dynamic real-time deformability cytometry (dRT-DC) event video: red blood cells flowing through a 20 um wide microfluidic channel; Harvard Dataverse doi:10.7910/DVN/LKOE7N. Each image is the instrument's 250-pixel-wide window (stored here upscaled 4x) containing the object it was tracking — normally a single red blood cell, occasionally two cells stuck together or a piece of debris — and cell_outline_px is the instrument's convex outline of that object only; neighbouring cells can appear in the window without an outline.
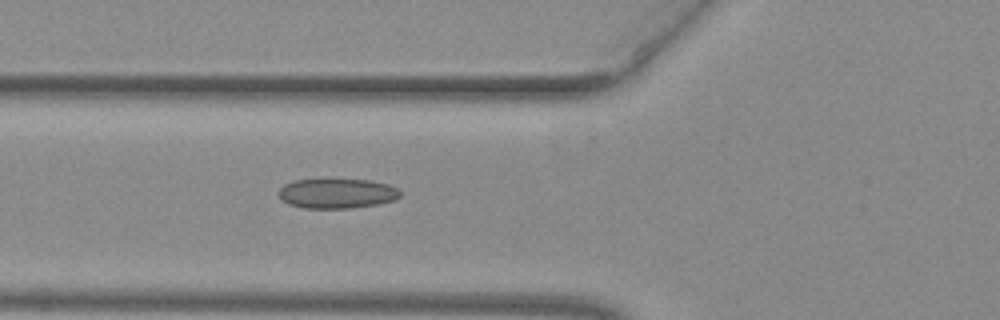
{"species": "common noctule bat (a hibernating species)", "species_latin": "Nyctalus noctula", "temperature_condition": "warm", "stored_images_in_passage": 39, "camera_frame_rate_fps": 3000, "um_per_image_px": 0.085, "animal": {"sex": "female", "body_mass_g": 29.2, "forearm_length_mm": 56.3}, "frame": {"image": 1, "passage_image": 7, "time_ms": 2.0, "image_size_px": [1000, 320], "cell_outline_px": [[400, 196], [396, 200], [380, 204], [348, 208], [304, 208], [288, 204], [280, 200], [280, 188], [284, 184], [292, 180], [368, 180], [388, 184], [396, 188], [400, 192]], "centroid_in_image_um": [28.64, 16.45], "position_along_channel_um": 97.2, "area_um2": 21.04}}
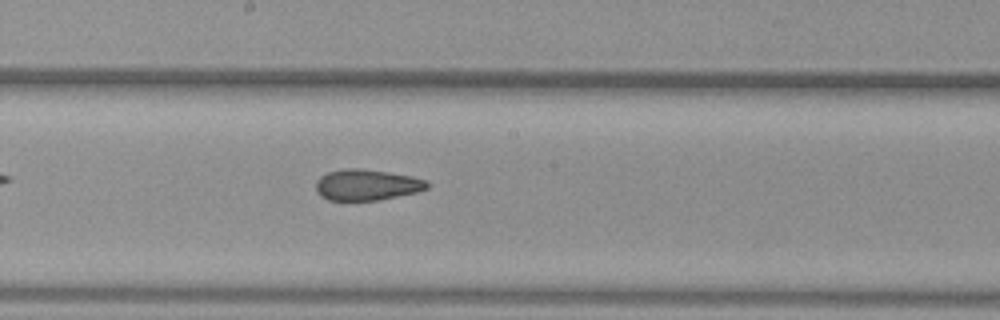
{"frame": {"image": 2, "passage_image": 16, "time_ms": 5.0, "image_size_px": [1000, 320], "cell_outline_px": [[428, 188], [416, 192], [380, 200], [328, 200], [320, 196], [316, 192], [316, 180], [320, 176], [328, 172], [348, 168], [356, 168], [412, 176], [424, 180], [428, 184]], "centroid_in_image_um": [31.13, 15.72], "position_along_channel_um": 217.1, "area_um2": 19.88}}
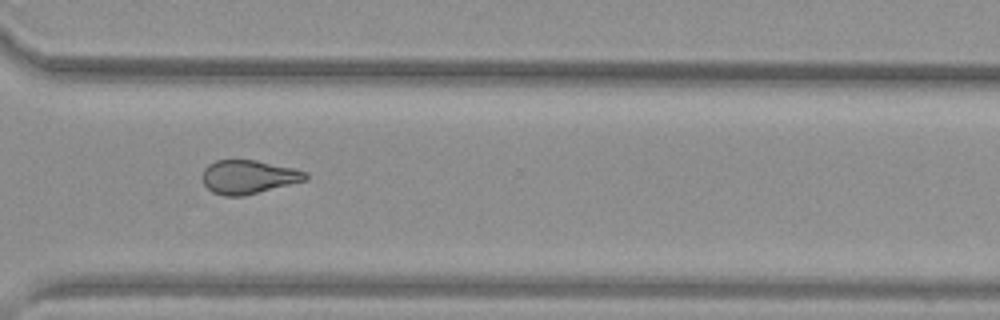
{"frame": {"image": 3, "passage_image": 26, "time_ms": 8.333, "image_size_px": [1000, 320], "cell_outline_px": [[308, 180], [244, 196], [224, 196], [212, 192], [204, 184], [204, 168], [208, 164], [216, 160], [256, 160], [292, 168], [308, 172]], "centroid_in_image_um": [21.14, 15.04], "position_along_channel_um": 349.5, "area_um2": 20.23}, "authors_computed_cell_mechanics": {"area_um2": 20.808, "velocity_mm_per_s": 3.9836, "shape_relaxation_time_tau1_ms": null, "shape_relaxation_time_tau2_ms": 2.0942, "deformation_change_tau1": null, "deformation_change_tau2": 0.0976}}